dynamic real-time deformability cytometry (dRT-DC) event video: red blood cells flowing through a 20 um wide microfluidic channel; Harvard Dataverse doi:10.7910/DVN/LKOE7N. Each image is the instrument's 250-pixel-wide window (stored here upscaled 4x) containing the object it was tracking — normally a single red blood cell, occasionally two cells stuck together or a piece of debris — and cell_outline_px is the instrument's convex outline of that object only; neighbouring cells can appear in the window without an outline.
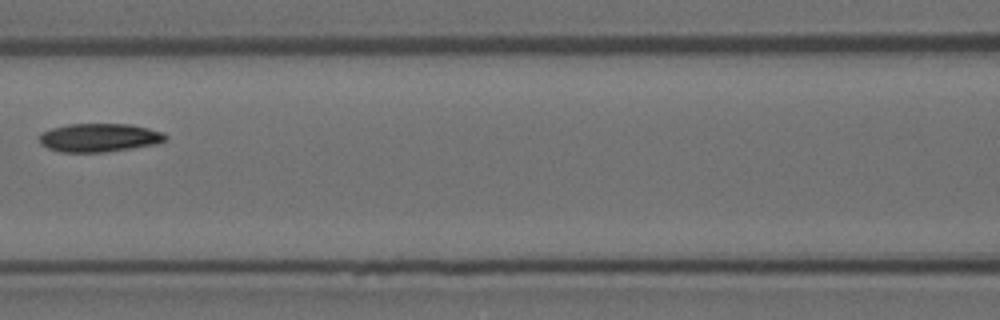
{"species": "Egyptian fruit bat (a non-hibernating species)", "species_latin": "Rousettus aegyptiacus", "temperature_condition": "room temperature", "stored_images_in_passage": 6, "camera_frame_rate_fps": 3000, "um_per_image_px": 0.085, "animal": {"sex": "female"}, "frame": {"image": 1, "passage_image": 6, "time_ms": 1.667, "image_size_px": [1000, 320], "cell_outline_px": [[168, 136], [164, 140], [156, 144], [132, 148], [104, 152], [60, 152], [48, 148], [40, 144], [40, 132], [52, 128], [68, 124], [132, 124], [164, 132]], "centroid_in_image_um": [8.43, 11.69], "position_along_channel_um": 158.2, "area_um2": 20.98}}